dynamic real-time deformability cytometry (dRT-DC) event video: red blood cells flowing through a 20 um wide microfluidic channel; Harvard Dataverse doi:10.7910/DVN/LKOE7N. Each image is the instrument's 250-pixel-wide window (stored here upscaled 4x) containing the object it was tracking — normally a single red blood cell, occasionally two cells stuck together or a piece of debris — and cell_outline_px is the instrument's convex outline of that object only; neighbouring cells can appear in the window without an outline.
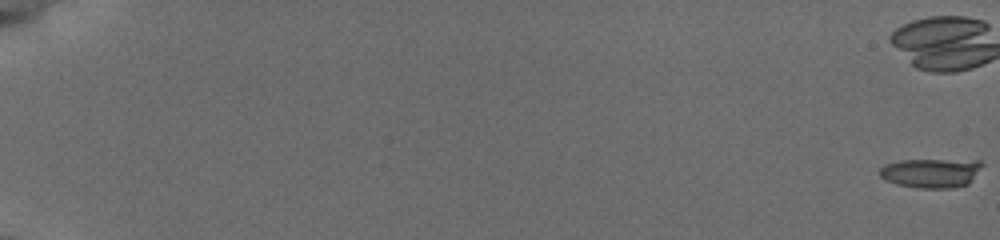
{"species": "common noctule bat (a hibernating species)", "species_latin": "Nyctalus noctula", "temperature_condition": "cold", "stored_images_in_passage": 19, "camera_frame_rate_fps": 3000, "um_per_image_px": 0.085, "animal": {"sex": "female", "body_mass_g": 19.5, "forearm_length_mm": 54.1}, "frame": {"image": 1, "passage_image": 1, "time_ms": 0.0, "image_size_px": [1000, 240], "cell_outline_px": [[984, 164], [968, 184], [948, 188], [920, 188], [896, 184], [880, 176], [880, 168], [884, 164], [900, 160], [980, 160]], "centroid_in_image_um": [79.14, 14.69], "position_along_channel_um": 5.9, "area_um2": 17.4}}